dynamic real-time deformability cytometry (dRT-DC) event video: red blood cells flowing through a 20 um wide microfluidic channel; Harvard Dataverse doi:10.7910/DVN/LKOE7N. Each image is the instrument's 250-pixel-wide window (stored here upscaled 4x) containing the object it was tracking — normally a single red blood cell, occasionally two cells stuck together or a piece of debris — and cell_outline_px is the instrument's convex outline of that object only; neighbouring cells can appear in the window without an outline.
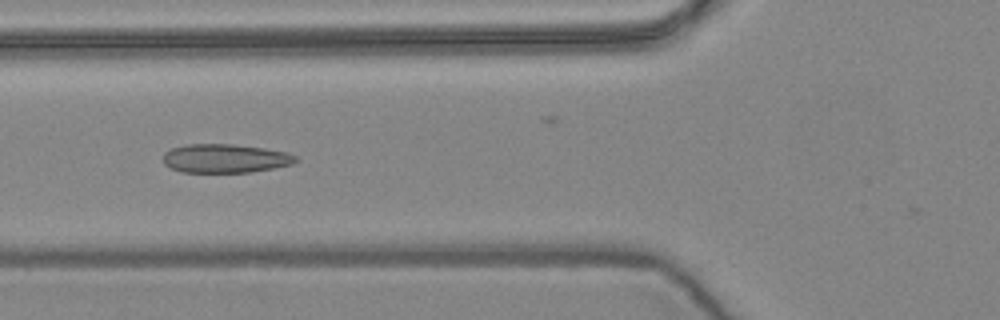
{"species": "common noctule bat (a hibernating species)", "species_latin": "Nyctalus noctula", "temperature_condition": "warm", "stored_images_in_passage": 8, "camera_frame_rate_fps": 3000, "um_per_image_px": 0.085, "animal": {"sex": "female", "body_mass_g": 24.6, "forearm_length_mm": 56.2}, "frame": {"image": 1, "passage_image": 3, "time_ms": 0.667, "image_size_px": [1000, 320], "cell_outline_px": [[296, 160], [292, 164], [252, 172], [180, 172], [164, 164], [164, 152], [172, 148], [188, 144], [232, 144], [264, 148], [288, 152], [296, 156]], "centroid_in_image_um": [19.13, 13.46], "position_along_channel_um": 106.7, "area_um2": 22.14}}
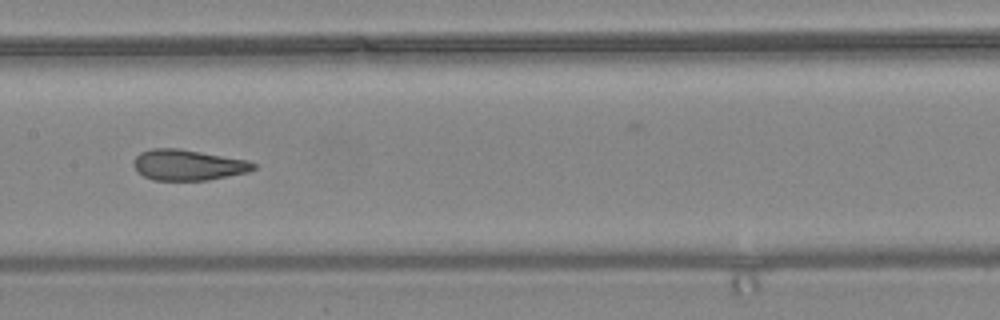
{"frame": {"image": 2, "passage_image": 5, "time_ms": 1.333, "image_size_px": [1000, 320], "cell_outline_px": [[256, 168], [248, 172], [208, 180], [152, 180], [136, 172], [132, 164], [136, 156], [140, 152], [152, 148], [180, 148], [248, 160], [256, 164]], "centroid_in_image_um": [15.96, 14.02], "position_along_channel_um": 191.4, "area_um2": 21.68}}
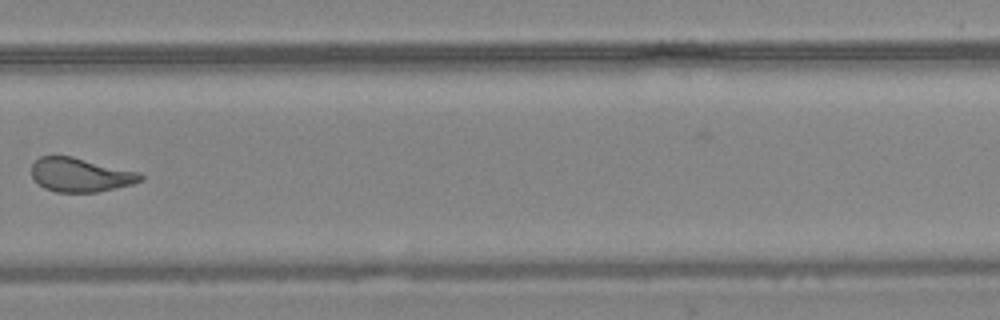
{"frame": {"image": 3, "passage_image": 8, "time_ms": 2.333, "image_size_px": [1000, 320], "cell_outline_px": [[144, 180], [132, 184], [116, 188], [96, 192], [56, 192], [44, 188], [32, 176], [32, 164], [40, 156], [72, 156], [140, 172], [144, 176]], "centroid_in_image_um": [6.87, 14.86], "position_along_channel_um": 322.9, "area_um2": 21.56}}